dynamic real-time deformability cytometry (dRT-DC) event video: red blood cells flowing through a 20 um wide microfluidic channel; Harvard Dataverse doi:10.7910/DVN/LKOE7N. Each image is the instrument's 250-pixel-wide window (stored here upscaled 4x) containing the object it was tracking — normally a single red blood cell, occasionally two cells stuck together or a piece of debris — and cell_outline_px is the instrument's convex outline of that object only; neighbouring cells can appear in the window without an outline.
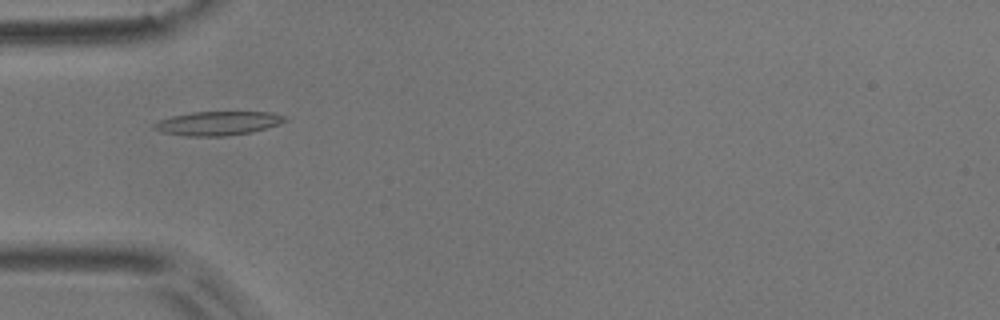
{"species": "common noctule bat (a hibernating species)", "species_latin": "Nyctalus noctula", "temperature_condition": "room temperature", "stored_images_in_passage": 10, "camera_frame_rate_fps": 3000, "um_per_image_px": 0.085, "animal": {"sex": "male", "body_mass_g": 17.9}, "frame": {"image": 1, "passage_image": 4, "time_ms": 1.0, "image_size_px": [1000, 320], "cell_outline_px": [[288, 120], [280, 124], [252, 132], [228, 136], [184, 136], [160, 132], [152, 128], [152, 124], [160, 120], [172, 116], [192, 112], [268, 112], [284, 116]], "centroid_in_image_um": [18.49, 10.49], "position_along_channel_um": 66.5, "area_um2": 18.32}}
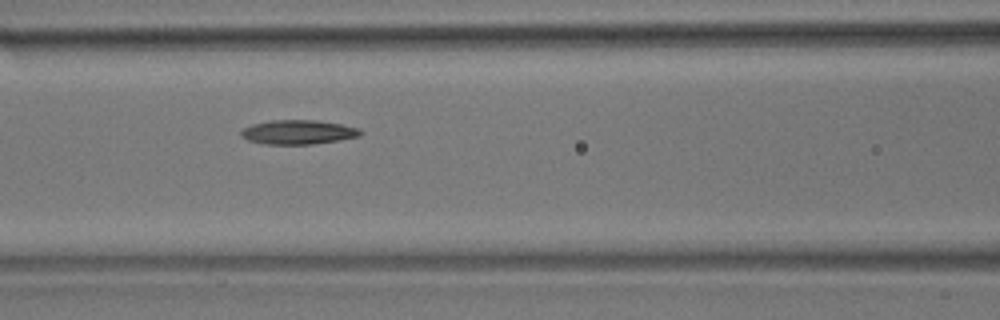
{"frame": {"image": 2, "passage_image": 6, "time_ms": 1.667, "image_size_px": [1000, 320], "cell_outline_px": [[364, 132], [360, 136], [340, 140], [312, 144], [264, 144], [248, 140], [240, 136], [240, 132], [244, 128], [252, 124], [272, 120], [316, 120], [340, 124], [360, 128]], "centroid_in_image_um": [25.36, 11.23], "position_along_channel_um": 141.2, "area_um2": 16.94}}
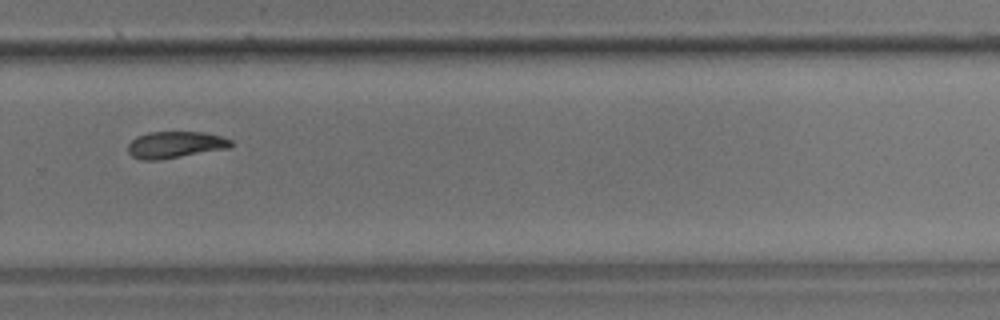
{"frame": {"image": 3, "passage_image": 10, "time_ms": 3.0, "image_size_px": [1000, 320], "cell_outline_px": [[232, 144], [228, 148], [160, 160], [140, 160], [132, 156], [128, 152], [128, 144], [136, 136], [148, 132], [204, 132], [220, 136], [232, 140]], "centroid_in_image_um": [14.85, 12.3], "position_along_channel_um": 314.9, "area_um2": 16.01}}